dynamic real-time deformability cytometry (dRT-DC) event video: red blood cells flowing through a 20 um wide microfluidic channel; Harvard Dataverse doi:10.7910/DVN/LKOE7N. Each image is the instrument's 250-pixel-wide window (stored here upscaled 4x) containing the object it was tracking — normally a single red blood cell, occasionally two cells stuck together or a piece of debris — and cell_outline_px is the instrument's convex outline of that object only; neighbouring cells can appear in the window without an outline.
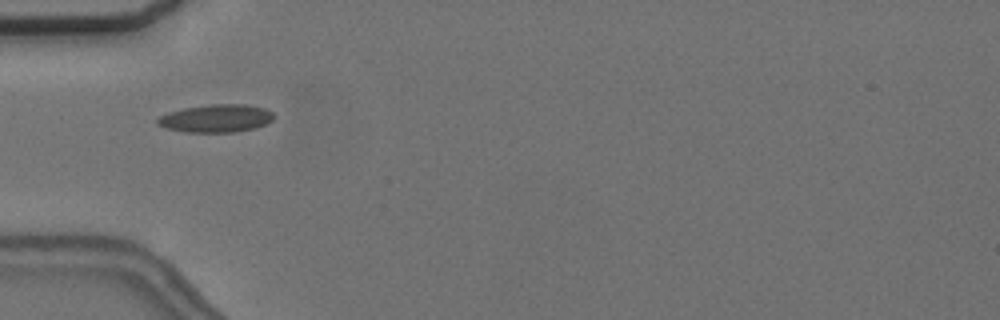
{"species": "common noctule bat (a hibernating species)", "species_latin": "Nyctalus noctula", "temperature_condition": "cold", "stored_images_in_passage": 3, "camera_frame_rate_fps": 3000, "um_per_image_px": 0.085, "animal": {"sex": "female", "body_mass_g": 24.6, "forearm_length_mm": 56.2}, "frame": {"image": 1, "passage_image": 1, "time_ms": 0.0, "image_size_px": [1000, 320], "cell_outline_px": [[276, 116], [272, 120], [256, 128], [232, 132], [184, 132], [168, 128], [156, 124], [156, 120], [160, 116], [168, 112], [184, 108], [212, 104], [244, 104], [264, 108], [272, 112]], "centroid_in_image_um": [18.37, 10.06], "position_along_channel_um": 66.6, "area_um2": 18.84}}